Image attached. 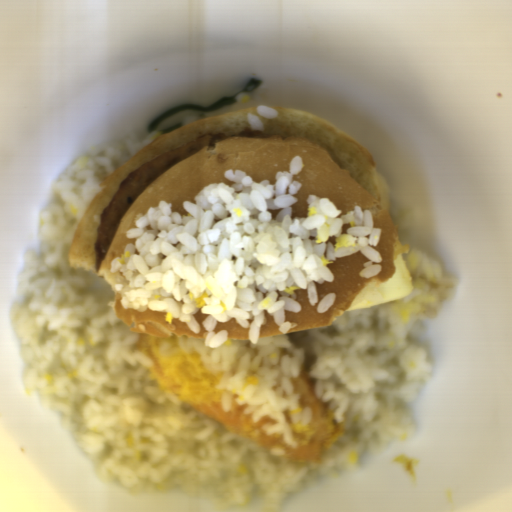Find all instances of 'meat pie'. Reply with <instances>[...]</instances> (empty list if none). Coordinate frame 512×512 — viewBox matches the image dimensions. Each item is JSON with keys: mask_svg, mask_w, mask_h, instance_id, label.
Instances as JSON below:
<instances>
[{"mask_svg": "<svg viewBox=\"0 0 512 512\" xmlns=\"http://www.w3.org/2000/svg\"><path fill=\"white\" fill-rule=\"evenodd\" d=\"M227 138L226 133L198 136L176 149L139 166L121 179L109 203L102 208L95 230L93 248L95 271L104 264L114 242L118 224L140 194L168 169L182 164L201 149Z\"/></svg>", "mask_w": 512, "mask_h": 512, "instance_id": "meat-pie-1", "label": "meat pie"}]
</instances>
